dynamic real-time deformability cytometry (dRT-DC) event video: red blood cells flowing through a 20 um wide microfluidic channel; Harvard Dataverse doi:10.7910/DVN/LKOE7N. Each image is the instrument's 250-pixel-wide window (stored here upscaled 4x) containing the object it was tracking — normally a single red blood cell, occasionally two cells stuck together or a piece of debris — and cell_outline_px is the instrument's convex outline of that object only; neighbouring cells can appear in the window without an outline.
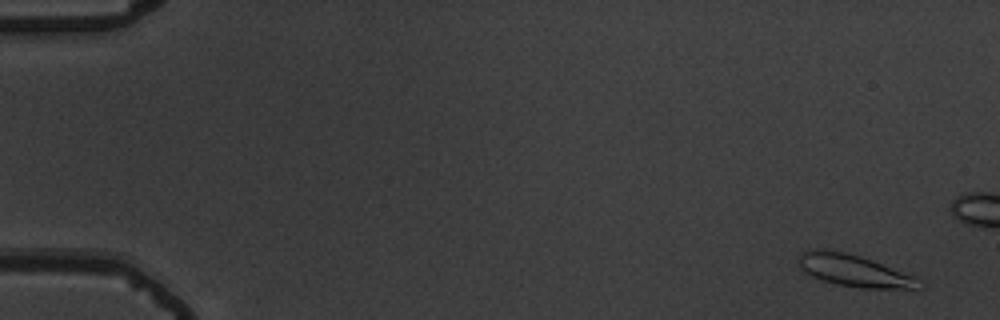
{"species": "common noctule bat (a hibernating species)", "species_latin": "Nyctalus noctula", "temperature_condition": "warm", "stored_images_in_passage": 18, "camera_frame_rate_fps": 3000, "um_per_image_px": 0.085, "animal": {"sex": "male", "body_mass_g": 19.5, "forearm_length_mm": 54.6}, "frame": {"image": 1, "passage_image": 3, "time_ms": 0.667, "image_size_px": [1000, 320], "cell_outline_px": [[924, 288], [860, 288], [836, 284], [820, 280], [804, 272], [800, 268], [800, 252], [808, 248], [824, 248], [844, 252], [860, 256], [920, 276], [924, 284]], "centroid_in_image_um": [72.66, 23.0], "position_along_channel_um": 12.3, "area_um2": 23.06}}